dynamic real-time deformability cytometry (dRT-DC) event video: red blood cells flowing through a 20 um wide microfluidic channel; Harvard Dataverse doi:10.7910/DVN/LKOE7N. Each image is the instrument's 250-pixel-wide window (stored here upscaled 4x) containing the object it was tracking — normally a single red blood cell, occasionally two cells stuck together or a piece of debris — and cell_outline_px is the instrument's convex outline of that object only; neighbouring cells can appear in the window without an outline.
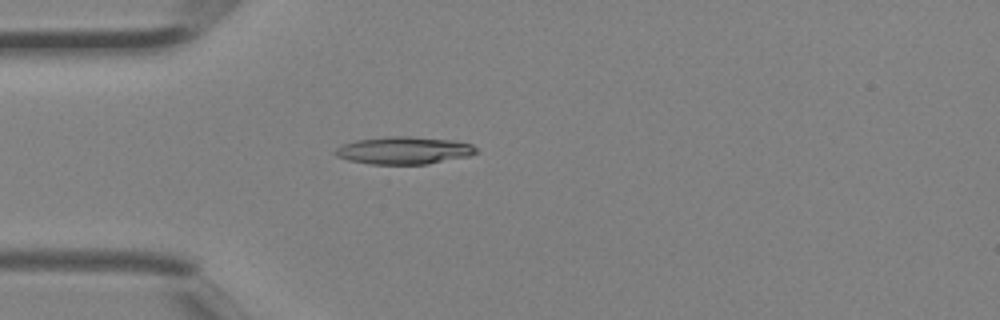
{"species": "Egyptian fruit bat (a non-hibernating species)", "species_latin": "Rousettus aegyptiacus", "temperature_condition": "room temperature", "stored_images_in_passage": 4, "camera_frame_rate_fps": 3000, "um_per_image_px": 0.085, "animal": {"sex": "female"}, "frame": {"image": 1, "passage_image": 4, "time_ms": 1.0, "image_size_px": [1000, 320], "cell_outline_px": [[480, 152], [468, 156], [428, 164], [372, 164], [348, 160], [336, 156], [332, 152], [336, 148], [344, 144], [356, 140], [388, 136], [412, 136], [452, 140], [472, 144]], "centroid_in_image_um": [34.34, 12.78], "position_along_channel_um": 50.7, "area_um2": 22.66}}